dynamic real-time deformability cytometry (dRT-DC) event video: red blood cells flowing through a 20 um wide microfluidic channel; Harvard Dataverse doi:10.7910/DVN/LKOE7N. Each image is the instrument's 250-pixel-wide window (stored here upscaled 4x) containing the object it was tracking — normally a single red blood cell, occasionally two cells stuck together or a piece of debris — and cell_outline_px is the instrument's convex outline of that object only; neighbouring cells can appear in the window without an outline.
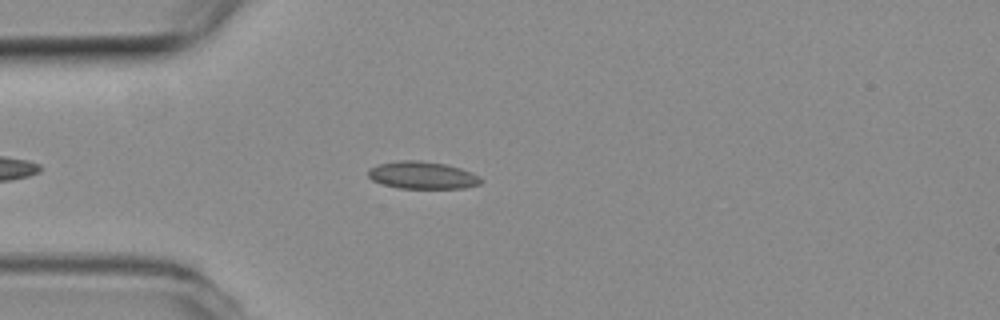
{"species": "common noctule bat (a hibernating species)", "species_latin": "Nyctalus noctula", "temperature_condition": "room temperature", "stored_images_in_passage": 38, "camera_frame_rate_fps": 3000, "um_per_image_px": 0.085, "animal": {"sex": "female", "body_mass_g": 19.3, "forearm_length_mm": 54.1}, "frame": {"image": 1, "passage_image": 2, "time_ms": 0.333, "image_size_px": [1000, 320], "cell_outline_px": [[484, 180], [480, 184], [464, 188], [400, 188], [384, 184], [372, 180], [368, 176], [368, 168], [380, 164], [400, 160], [420, 160], [444, 164], [460, 168], [480, 176]], "centroid_in_image_um": [35.92, 14.89], "position_along_channel_um": 49.1, "area_um2": 17.92}}
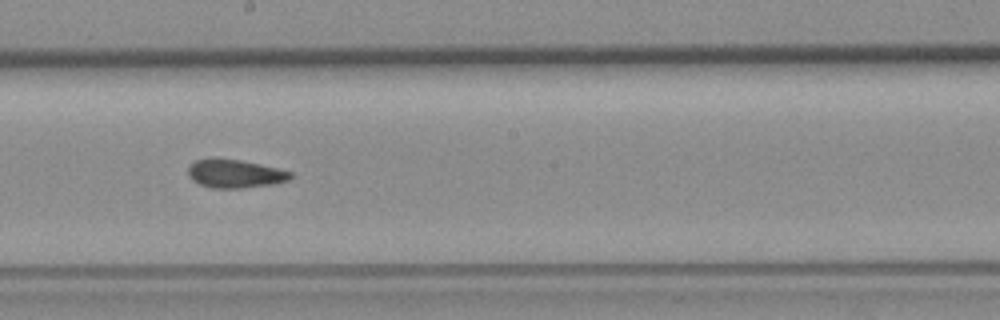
{"frame": {"image": 2, "passage_image": 17, "time_ms": 5.333, "image_size_px": [1000, 320], "cell_outline_px": [[292, 176], [288, 180], [276, 184], [244, 188], [212, 188], [200, 184], [192, 180], [188, 176], [188, 168], [196, 160], [240, 160], [260, 164], [292, 172]], "centroid_in_image_um": [20.01, 14.8], "position_along_channel_um": 228.2, "area_um2": 16.59}}
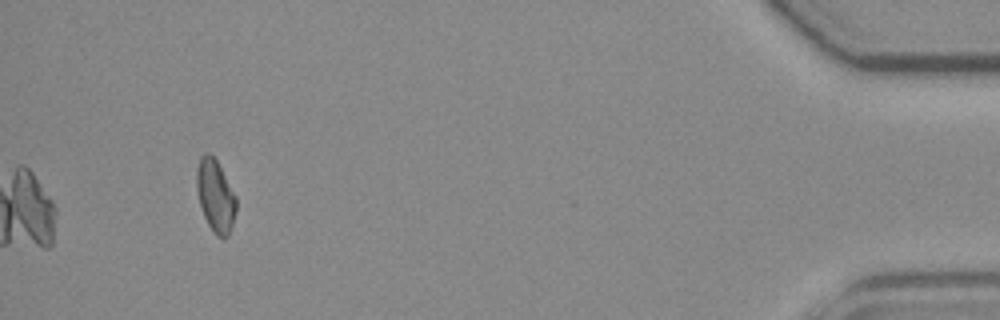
{"frame": {"image": 3, "passage_image": 38, "time_ms": 12.333, "image_size_px": [1000, 320], "cell_outline_px": [[236, 208], [232, 224], [228, 236], [216, 236], [208, 224], [204, 216], [200, 204], [196, 188], [196, 168], [200, 156], [204, 152], [208, 152], [216, 160], [236, 196]], "centroid_in_image_um": [18.29, 16.61], "position_along_channel_um": 416.9, "area_um2": 16.47}, "authors_computed_cell_mechanics": {"area_um2": 17.2822, "velocity_mm_per_s": 3.7968, "shape_relaxation_time_tau1_ms": null, "shape_relaxation_time_tau2_ms": 4.8198, "deformation_change_tau1": null, "deformation_change_tau2": 0.1041}}